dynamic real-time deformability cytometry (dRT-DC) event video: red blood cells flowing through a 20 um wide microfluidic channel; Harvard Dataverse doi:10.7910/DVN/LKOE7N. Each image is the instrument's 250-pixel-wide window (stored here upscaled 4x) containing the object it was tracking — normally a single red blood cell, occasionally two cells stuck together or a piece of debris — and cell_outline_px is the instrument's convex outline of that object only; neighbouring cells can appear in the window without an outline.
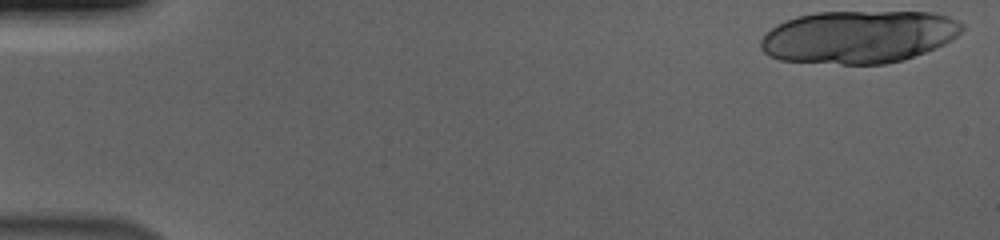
{"species": "human", "species_latin": "Homo sapiens", "temperature_condition": "cold", "stored_images_in_passage": 19, "camera_frame_rate_fps": 3000, "um_per_image_px": 0.085, "donor": {"sex": "male"}, "frame": {"image": 1, "passage_image": 1, "time_ms": 0.0, "image_size_px": [1000, 240], "cell_outline_px": [[964, 28], [956, 36], [944, 44], [904, 60], [884, 64], [840, 64], [780, 60], [768, 56], [760, 48], [760, 40], [776, 24], [784, 20], [796, 16], [816, 12], [932, 12], [948, 16], [964, 24]], "centroid_in_image_um": [72.97, 3.13], "position_along_channel_um": 12.0, "area_um2": 62.02}}